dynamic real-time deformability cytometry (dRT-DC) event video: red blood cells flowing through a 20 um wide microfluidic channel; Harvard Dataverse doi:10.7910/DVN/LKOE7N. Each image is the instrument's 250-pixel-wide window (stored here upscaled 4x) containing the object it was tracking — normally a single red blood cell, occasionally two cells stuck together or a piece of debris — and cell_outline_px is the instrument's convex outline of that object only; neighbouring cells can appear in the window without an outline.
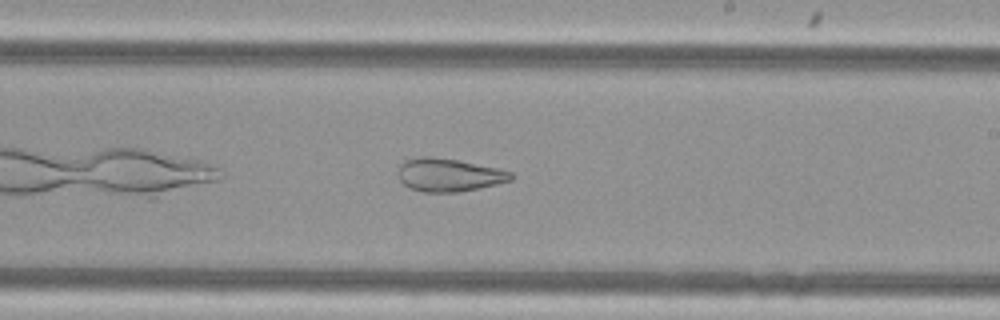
{"species": "Egyptian fruit bat (a non-hibernating species)", "species_latin": "Rousettus aegyptiacus", "temperature_condition": "cold", "stored_images_in_passage": 39, "segment_of_instrument_passage": [1, 2], "camera_frame_rate_fps": 3000, "um_per_image_px": 0.085, "animal": {"sex": "female"}, "frame": {"image": 1, "passage_image": 17, "time_ms": 5.333, "image_size_px": [1000, 320], "cell_outline_px": [[512, 180], [480, 188], [460, 192], [424, 192], [408, 188], [400, 180], [400, 164], [404, 160], [420, 156], [428, 156], [460, 160], [496, 168], [512, 172]], "centroid_in_image_um": [38.15, 14.87], "position_along_channel_um": 250.9, "area_um2": 21.73}}